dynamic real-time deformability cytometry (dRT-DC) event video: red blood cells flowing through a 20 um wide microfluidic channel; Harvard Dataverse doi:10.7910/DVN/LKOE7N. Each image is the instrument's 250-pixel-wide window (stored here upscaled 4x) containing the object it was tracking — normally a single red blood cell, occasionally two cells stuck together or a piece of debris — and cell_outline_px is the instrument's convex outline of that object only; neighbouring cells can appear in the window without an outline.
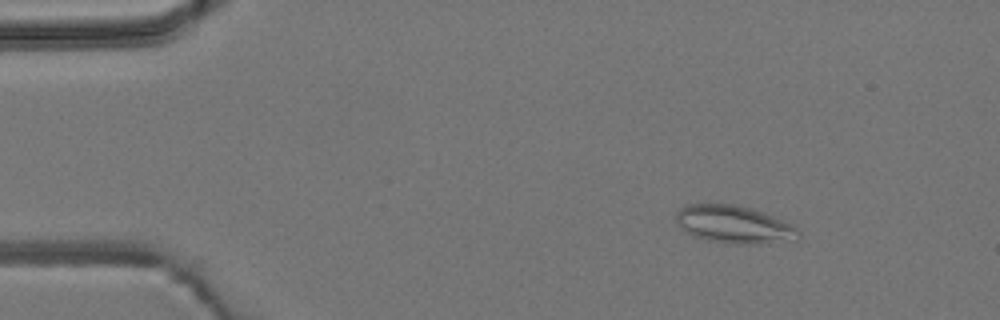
{"species": "common noctule bat (a hibernating species)", "species_latin": "Nyctalus noctula", "temperature_condition": "room temperature", "stored_images_in_passage": 4, "camera_frame_rate_fps": 3000, "um_per_image_px": 0.085, "animal": {"sex": "male", "body_mass_g": 19.2, "forearm_length_mm": 51.8}, "frame": {"image": 1, "passage_image": 2, "time_ms": 2.0, "image_size_px": [1000, 320], "cell_outline_px": [[800, 236], [796, 240], [760, 244], [736, 244], [708, 240], [692, 236], [680, 228], [676, 220], [676, 212], [684, 204], [732, 204], [752, 208], [792, 224], [800, 232]], "centroid_in_image_um": [62.38, 19.08], "position_along_channel_um": 22.6, "area_um2": 27.05}}